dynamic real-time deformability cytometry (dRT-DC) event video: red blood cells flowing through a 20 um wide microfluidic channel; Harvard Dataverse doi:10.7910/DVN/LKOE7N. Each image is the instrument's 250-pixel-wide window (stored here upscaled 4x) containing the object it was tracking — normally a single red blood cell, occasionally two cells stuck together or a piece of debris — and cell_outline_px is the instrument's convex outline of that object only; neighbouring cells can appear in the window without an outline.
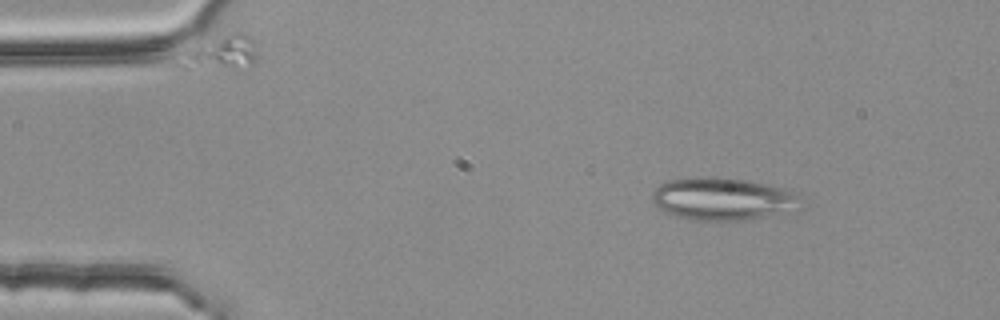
{"species": "common noctule bat (a hibernating species)", "species_latin": "Nyctalus noctula", "temperature_condition": "room temperature", "stored_images_in_passage": 4, "camera_frame_rate_fps": 3000, "um_per_image_px": 0.085, "animal": {"sex": "female", "body_mass_g": 25.1}, "frame": {"image": 1, "passage_image": 2, "time_ms": 0.333, "image_size_px": [1000, 320], "cell_outline_px": [[800, 212], [744, 220], [688, 220], [664, 212], [652, 200], [652, 192], [660, 184], [668, 180], [696, 176], [716, 176], [752, 180], [800, 192]], "centroid_in_image_um": [61.54, 16.9], "position_along_channel_um": 23.5, "area_um2": 38.09}}